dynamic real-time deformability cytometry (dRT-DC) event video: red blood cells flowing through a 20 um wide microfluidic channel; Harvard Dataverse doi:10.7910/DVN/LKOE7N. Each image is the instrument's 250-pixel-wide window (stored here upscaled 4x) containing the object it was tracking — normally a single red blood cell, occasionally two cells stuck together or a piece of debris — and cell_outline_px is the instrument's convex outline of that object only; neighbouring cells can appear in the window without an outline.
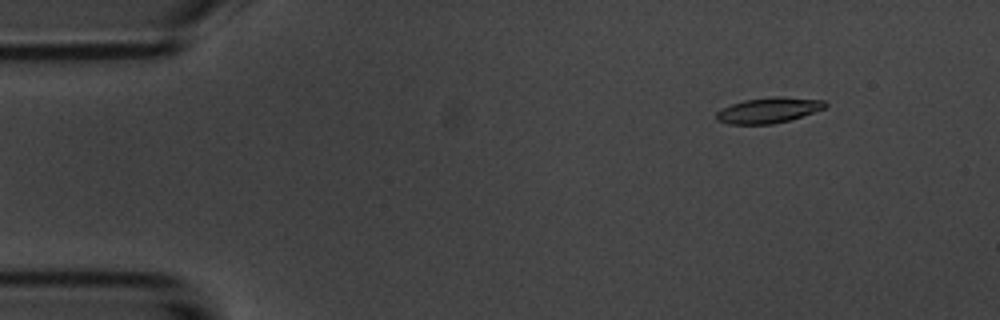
{"species": "common noctule bat (a hibernating species)", "species_latin": "Nyctalus noctula", "temperature_condition": "room temperature", "stored_images_in_passage": 6, "camera_frame_rate_fps": 3000, "um_per_image_px": 0.085, "animal": {"sex": "male", "body_mass_g": 20.1, "forearm_length_mm": 53.5}, "frame": {"image": 1, "passage_image": 2, "time_ms": 1.0, "image_size_px": [1000, 320], "cell_outline_px": [[828, 104], [824, 108], [788, 120], [772, 124], [728, 124], [716, 120], [716, 112], [720, 108], [744, 100], [772, 96], [784, 96], [824, 100]], "centroid_in_image_um": [65.29, 9.36], "position_along_channel_um": 19.7, "area_um2": 16.18}}
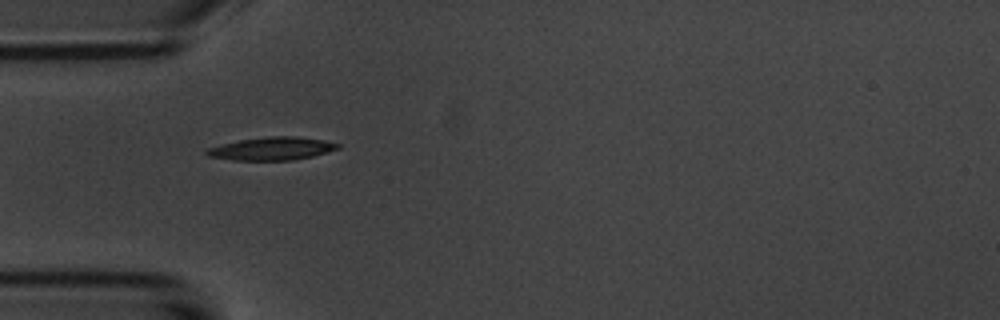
{"frame": {"image": 2, "passage_image": 5, "time_ms": 4.333, "image_size_px": [1000, 320], "cell_outline_px": [[340, 148], [312, 156], [292, 160], [232, 160], [208, 156], [204, 152], [208, 148], [240, 140], [268, 136], [296, 136], [324, 140], [340, 144]], "centroid_in_image_um": [23.12, 12.63], "position_along_channel_um": 61.9, "area_um2": 17.4}}